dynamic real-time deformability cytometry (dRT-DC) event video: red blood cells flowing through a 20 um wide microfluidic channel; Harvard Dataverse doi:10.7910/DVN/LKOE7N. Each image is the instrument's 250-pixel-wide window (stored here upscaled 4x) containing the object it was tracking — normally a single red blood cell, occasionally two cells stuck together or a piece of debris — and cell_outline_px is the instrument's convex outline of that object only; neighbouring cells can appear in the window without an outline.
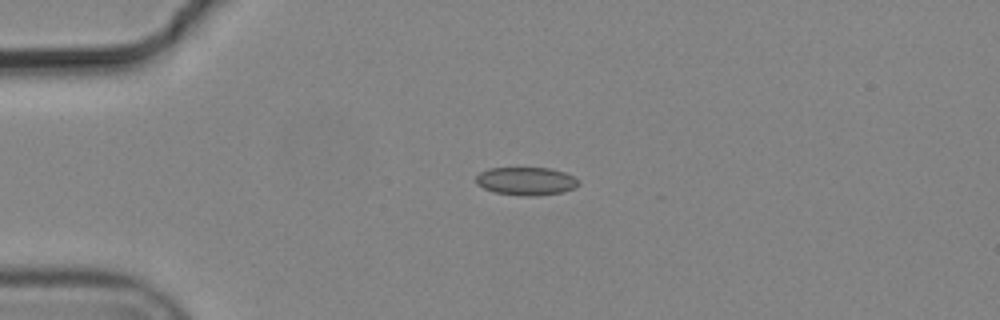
{"species": "common noctule bat (a hibernating species)", "species_latin": "Nyctalus noctula", "temperature_condition": "cold", "stored_images_in_passage": 4, "camera_frame_rate_fps": 3000, "um_per_image_px": 0.085, "animal": {"sex": "male", "body_mass_g": 19.2, "forearm_length_mm": 51.8}, "frame": {"image": 1, "passage_image": 3, "time_ms": 0.667, "image_size_px": [1000, 320], "cell_outline_px": [[580, 184], [576, 188], [564, 192], [536, 196], [524, 196], [492, 192], [476, 184], [476, 176], [480, 172], [488, 168], [548, 168], [564, 172], [576, 176], [580, 180]], "centroid_in_image_um": [44.76, 15.4], "position_along_channel_um": 40.2, "area_um2": 17.11}}